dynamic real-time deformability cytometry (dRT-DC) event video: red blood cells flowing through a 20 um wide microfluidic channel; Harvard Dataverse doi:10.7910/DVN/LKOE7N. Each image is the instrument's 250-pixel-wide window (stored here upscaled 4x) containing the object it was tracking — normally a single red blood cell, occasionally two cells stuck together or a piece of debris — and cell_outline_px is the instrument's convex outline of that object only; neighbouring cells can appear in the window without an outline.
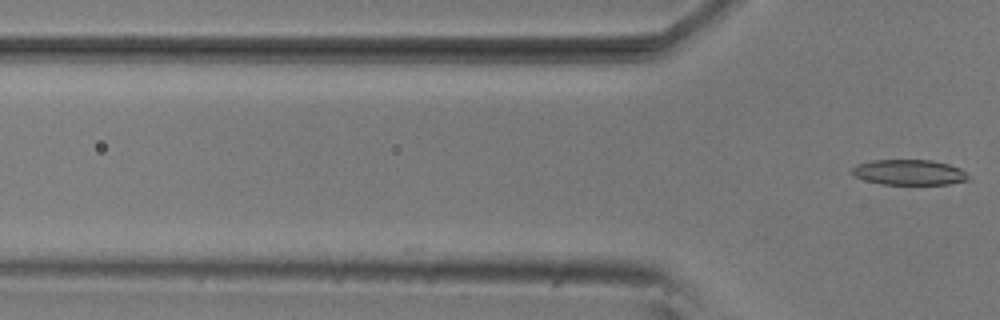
{"species": "common noctule bat (a hibernating species)", "species_latin": "Nyctalus noctula", "temperature_condition": "room temperature", "stored_images_in_passage": 4, "camera_frame_rate_fps": 3000, "um_per_image_px": 0.085, "animal": {"sex": "male", "body_mass_g": 20.5, "forearm_length_mm": 52.5}, "frame": {"image": 1, "passage_image": 4, "time_ms": 1.0, "image_size_px": [1000, 320], "cell_outline_px": [[968, 180], [948, 184], [880, 184], [864, 180], [852, 176], [848, 172], [856, 164], [872, 160], [932, 160], [948, 164], [960, 168], [968, 176]], "centroid_in_image_um": [77.19, 14.64], "position_along_channel_um": 48.6, "area_um2": 17.34}}